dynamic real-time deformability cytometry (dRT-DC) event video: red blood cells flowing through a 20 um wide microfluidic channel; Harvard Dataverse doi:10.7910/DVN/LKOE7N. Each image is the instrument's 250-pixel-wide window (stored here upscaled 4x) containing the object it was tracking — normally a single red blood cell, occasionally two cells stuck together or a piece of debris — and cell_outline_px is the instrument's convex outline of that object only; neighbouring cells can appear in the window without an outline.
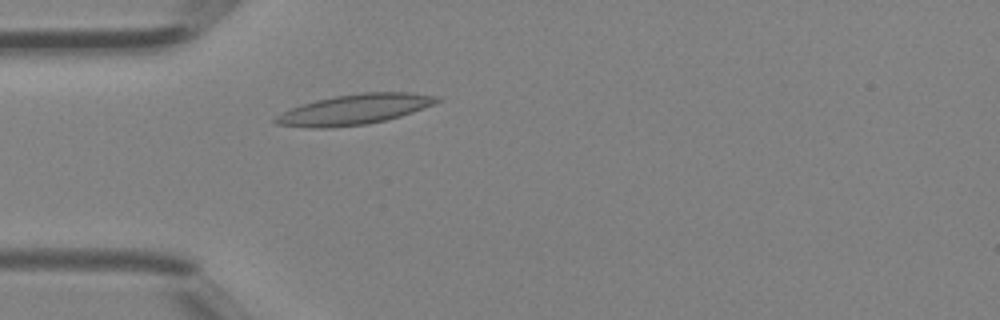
{"species": "Egyptian fruit bat (a non-hibernating species)", "species_latin": "Rousettus aegyptiacus", "temperature_condition": "room temperature", "stored_images_in_passage": 26, "camera_frame_rate_fps": 3000, "um_per_image_px": 0.085, "animal": {"sex": "female"}, "frame": {"image": 1, "passage_image": 1, "time_ms": 0.0, "image_size_px": [1000, 320], "cell_outline_px": [[440, 100], [432, 104], [412, 112], [400, 116], [368, 124], [328, 128], [308, 128], [276, 124], [272, 120], [276, 116], [292, 108], [316, 100], [336, 96], [364, 92], [408, 92], [440, 96]], "centroid_in_image_um": [30.12, 9.3], "position_along_channel_um": 54.9, "area_um2": 28.15}}
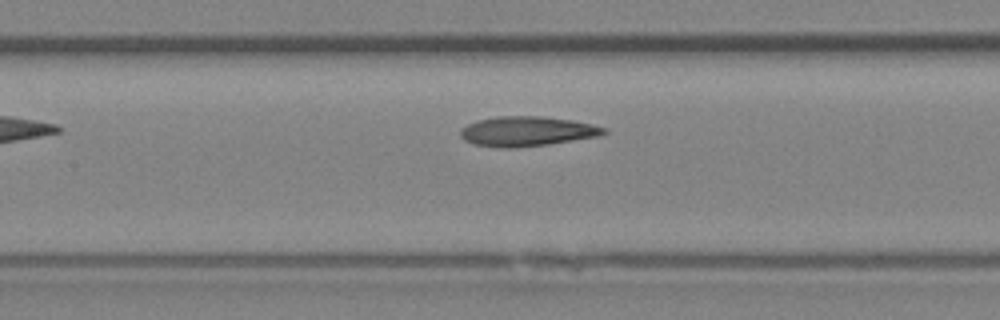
{"frame": {"image": 2, "passage_image": 8, "time_ms": 2.333, "image_size_px": [1000, 320], "cell_outline_px": [[608, 132], [600, 136], [548, 144], [516, 148], [500, 148], [472, 144], [464, 140], [460, 136], [460, 128], [476, 120], [496, 116], [544, 116], [572, 120], [592, 124], [608, 128]], "centroid_in_image_um": [44.78, 11.16], "position_along_channel_um": 162.6, "area_um2": 25.26}}
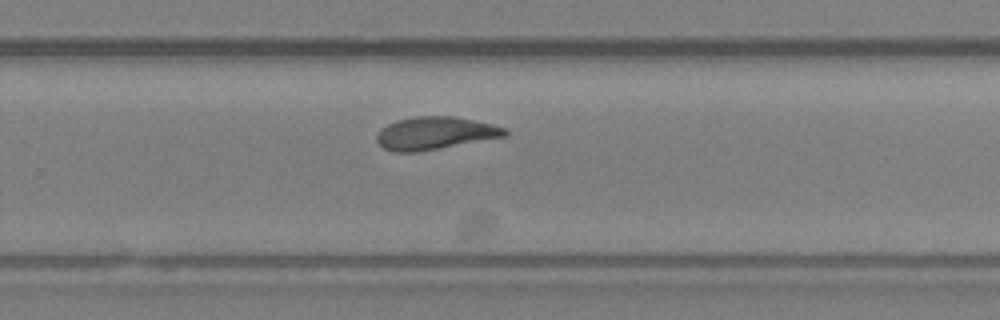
{"frame": {"image": 3, "passage_image": 16, "time_ms": 5.0, "image_size_px": [1000, 320], "cell_outline_px": [[508, 132], [504, 136], [416, 152], [392, 152], [384, 148], [376, 140], [376, 136], [388, 124], [396, 120], [416, 116], [452, 116], [492, 124], [504, 128]], "centroid_in_image_um": [36.93, 11.31], "position_along_channel_um": 292.9, "area_um2": 23.87}}